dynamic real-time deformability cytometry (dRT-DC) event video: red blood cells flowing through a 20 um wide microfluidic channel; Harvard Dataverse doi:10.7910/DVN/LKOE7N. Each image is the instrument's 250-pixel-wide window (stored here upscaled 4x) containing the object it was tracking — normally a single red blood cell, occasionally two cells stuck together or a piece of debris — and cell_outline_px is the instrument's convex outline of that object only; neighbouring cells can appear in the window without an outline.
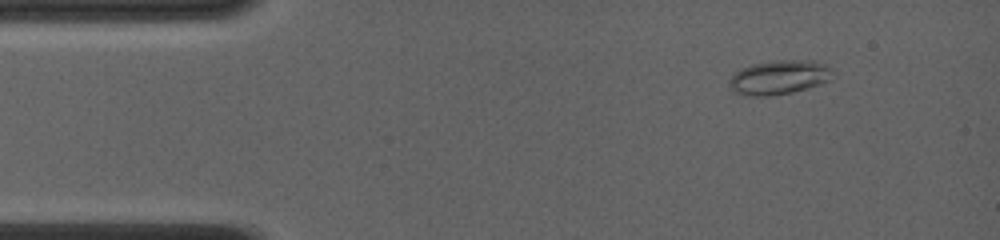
{"species": "common noctule bat (a hibernating species)", "species_latin": "Nyctalus noctula", "temperature_condition": "room temperature", "stored_images_in_passage": 35, "camera_frame_rate_fps": 4000, "um_per_image_px": 0.085, "animal": {"sex": "female", "body_mass_g": 19.0, "forearm_length_mm": 56.7}, "frame": {"image": 1, "passage_image": 5, "time_ms": 1.25, "image_size_px": [1000, 240], "cell_outline_px": [[828, 80], [820, 84], [808, 88], [792, 92], [772, 96], [744, 96], [732, 92], [728, 84], [728, 80], [740, 68], [752, 64], [776, 60], [812, 60], [824, 64], [828, 68]], "centroid_in_image_um": [66.1, 6.59], "position_along_channel_um": 18.9, "area_um2": 20.52}}
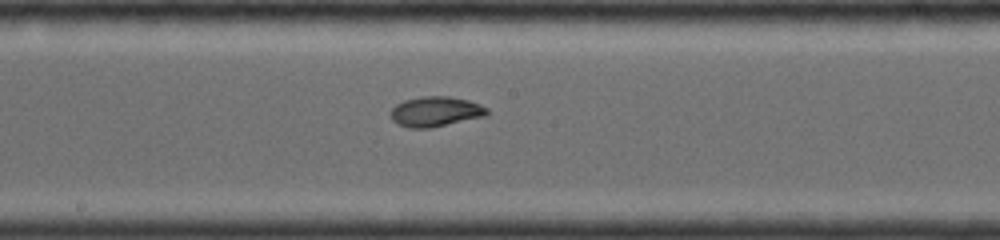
{"frame": {"image": 2, "passage_image": 26, "time_ms": 7.75, "image_size_px": [1000, 240], "cell_outline_px": [[488, 116], [432, 128], [408, 128], [396, 124], [392, 120], [392, 108], [396, 104], [404, 100], [420, 96], [448, 96], [468, 100], [480, 104], [488, 108]], "centroid_in_image_um": [37.05, 9.49], "position_along_channel_um": 211.2, "area_um2": 17.17}}
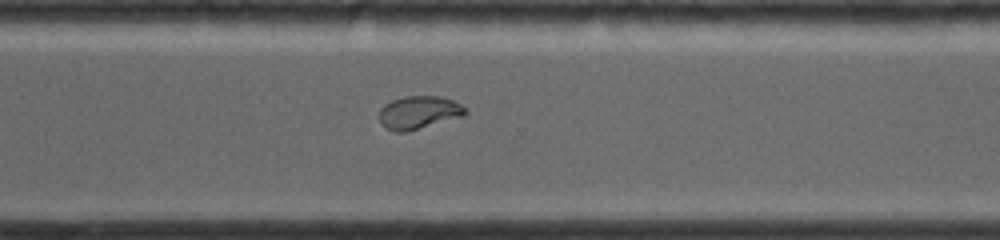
{"frame": {"image": 3, "passage_image": 35, "time_ms": 10.75, "image_size_px": [1000, 240], "cell_outline_px": [[468, 112], [464, 116], [408, 132], [396, 132], [384, 128], [380, 120], [380, 108], [384, 104], [392, 100], [408, 96], [440, 96], [452, 100], [460, 104]], "centroid_in_image_um": [35.59, 9.57], "position_along_channel_um": 335.0, "area_um2": 16.65}}